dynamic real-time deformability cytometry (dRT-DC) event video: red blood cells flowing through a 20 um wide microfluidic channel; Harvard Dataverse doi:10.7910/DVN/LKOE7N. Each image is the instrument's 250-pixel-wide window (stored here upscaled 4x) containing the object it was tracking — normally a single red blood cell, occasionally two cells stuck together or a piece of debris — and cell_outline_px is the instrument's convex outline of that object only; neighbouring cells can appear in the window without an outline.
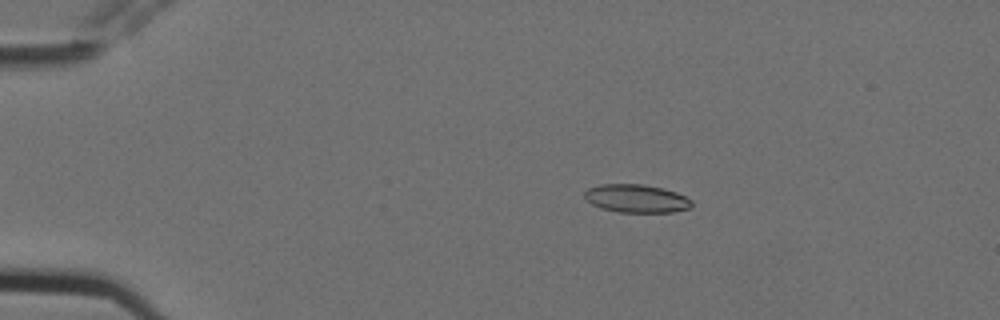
{"species": "Egyptian fruit bat (a non-hibernating species)", "species_latin": "Rousettus aegyptiacus", "temperature_condition": "cold", "stored_images_in_passage": 5, "camera_frame_rate_fps": 3000, "um_per_image_px": 0.085, "animal": {"sex": "female"}, "frame": {"image": 1, "passage_image": 3, "time_ms": 0.667, "image_size_px": [1000, 320], "cell_outline_px": [[692, 208], [672, 212], [620, 212], [600, 208], [592, 204], [584, 196], [584, 192], [588, 188], [600, 184], [644, 184], [664, 188], [676, 192], [692, 200]], "centroid_in_image_um": [54.11, 16.87], "position_along_channel_um": 30.9, "area_um2": 17.69}}